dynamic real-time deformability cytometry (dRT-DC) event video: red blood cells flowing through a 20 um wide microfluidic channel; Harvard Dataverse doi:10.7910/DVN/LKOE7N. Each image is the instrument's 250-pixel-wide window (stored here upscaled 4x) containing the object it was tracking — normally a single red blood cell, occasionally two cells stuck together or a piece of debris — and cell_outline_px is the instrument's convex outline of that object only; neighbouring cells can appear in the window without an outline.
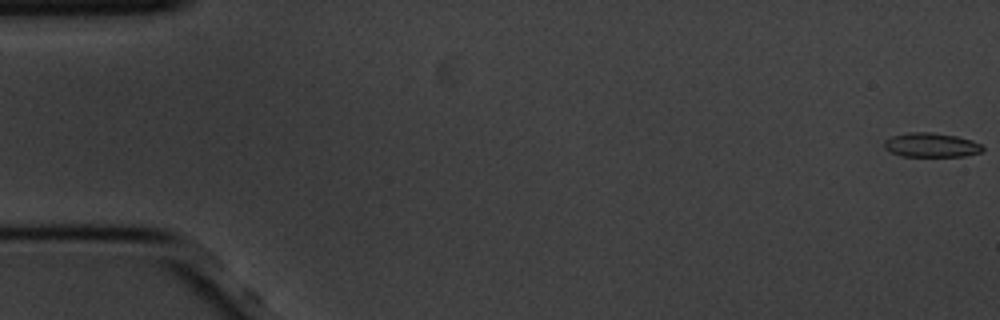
{"species": "common noctule bat (a hibernating species)", "species_latin": "Nyctalus noctula", "temperature_condition": "cold", "stored_images_in_passage": 9, "camera_frame_rate_fps": 3000, "um_per_image_px": 0.085, "animal": {"sex": "male", "body_mass_g": 20.1, "forearm_length_mm": 53.5}, "frame": {"image": 1, "passage_image": 1, "time_ms": 0.0, "image_size_px": [1000, 320], "cell_outline_px": [[984, 148], [980, 152], [964, 156], [900, 156], [884, 148], [884, 140], [892, 136], [908, 132], [928, 132], [956, 136], [972, 140], [980, 144]], "centroid_in_image_um": [79.13, 12.32], "position_along_channel_um": 5.9, "area_um2": 13.81}}